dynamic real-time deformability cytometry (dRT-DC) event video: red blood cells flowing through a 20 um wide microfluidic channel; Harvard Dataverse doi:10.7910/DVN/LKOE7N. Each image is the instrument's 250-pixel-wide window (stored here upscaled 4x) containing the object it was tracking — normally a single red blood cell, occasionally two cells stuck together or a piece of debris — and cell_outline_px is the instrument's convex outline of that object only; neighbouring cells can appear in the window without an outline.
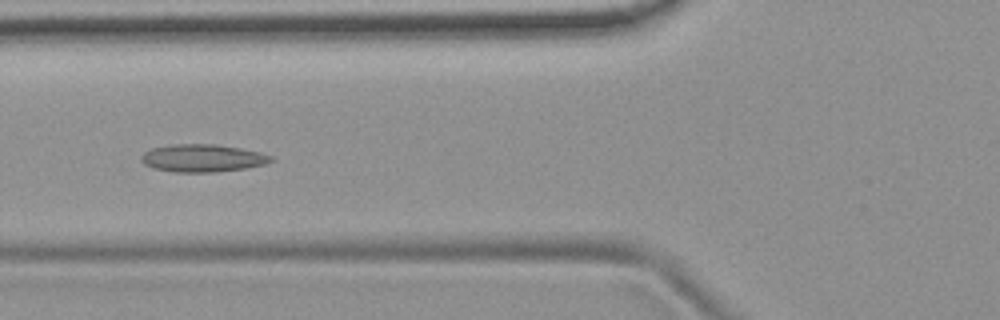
{"species": "common noctule bat (a hibernating species)", "species_latin": "Nyctalus noctula", "temperature_condition": "room temperature", "stored_images_in_passage": 54, "camera_frame_rate_fps": 3000, "um_per_image_px": 0.085, "animal": {"sex": "female", "body_mass_g": 19.9}, "frame": {"image": 1, "passage_image": 21, "time_ms": 6.667, "image_size_px": [1000, 320], "cell_outline_px": [[276, 160], [264, 164], [244, 168], [216, 172], [172, 172], [152, 168], [144, 164], [140, 160], [140, 156], [144, 152], [152, 148], [168, 144], [216, 144], [240, 148], [260, 152], [272, 156]], "centroid_in_image_um": [17.19, 13.44], "position_along_channel_um": 108.6, "area_um2": 21.1}}
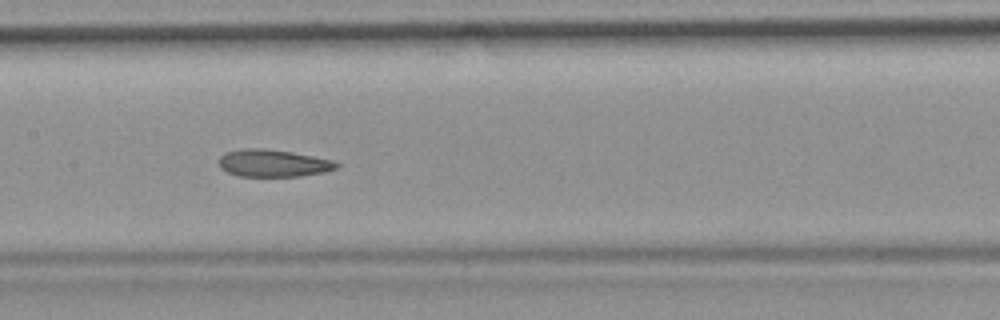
{"frame": {"image": 2, "passage_image": 27, "time_ms": 8.667, "image_size_px": [1000, 320], "cell_outline_px": [[340, 168], [324, 172], [300, 176], [240, 176], [228, 172], [220, 168], [220, 156], [224, 152], [240, 148], [264, 148], [292, 152], [332, 160], [340, 164]], "centroid_in_image_um": [23.22, 13.86], "position_along_channel_um": 184.2, "area_um2": 18.79}}
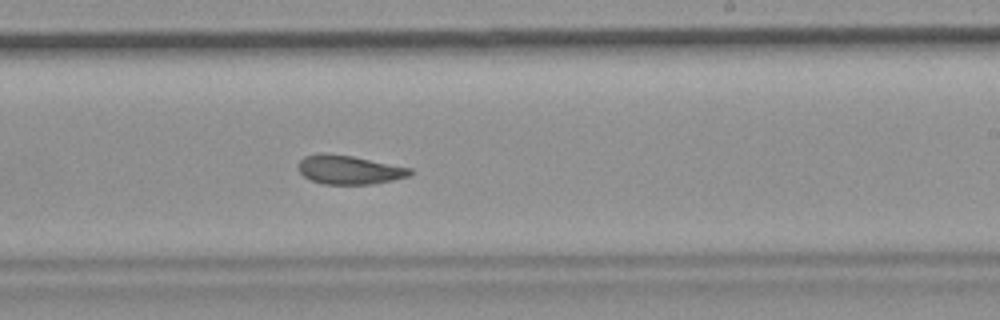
{"frame": {"image": 3, "passage_image": 33, "time_ms": 10.667, "image_size_px": [1000, 320], "cell_outline_px": [[412, 176], [372, 184], [324, 184], [312, 180], [304, 176], [300, 172], [296, 164], [304, 156], [320, 152], [352, 156], [412, 168]], "centroid_in_image_um": [29.67, 14.42], "position_along_channel_um": 259.3, "area_um2": 18.9}, "authors_computed_cell_mechanics": {"area_um2": 20.1722, "velocity_mm_per_s": 3.7794, "shape_relaxation_time_tau1_ms": 7.6609, "shape_relaxation_time_tau2_ms": 2.7194, "deformation_change_tau1": 0.1729, "deformation_change_tau2": 0.0971}}